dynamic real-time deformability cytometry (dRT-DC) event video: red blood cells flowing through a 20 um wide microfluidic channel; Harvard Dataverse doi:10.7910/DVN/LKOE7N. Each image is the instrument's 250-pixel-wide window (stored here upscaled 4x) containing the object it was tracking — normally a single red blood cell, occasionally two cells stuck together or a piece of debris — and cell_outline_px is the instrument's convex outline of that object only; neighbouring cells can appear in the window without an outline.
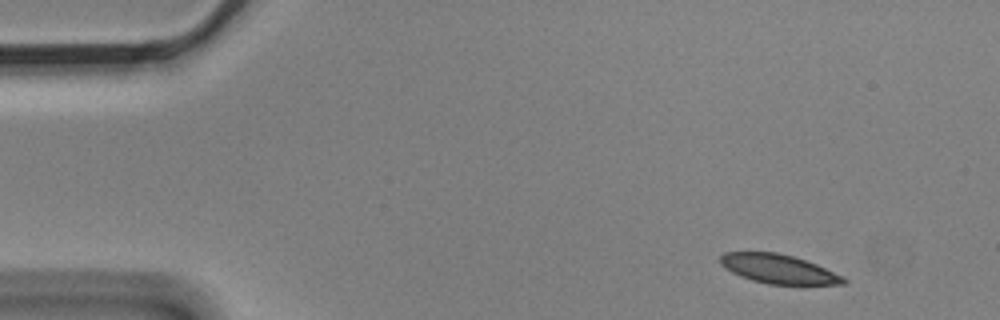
{"species": "Egyptian fruit bat (a non-hibernating species)", "species_latin": "Rousettus aegyptiacus", "temperature_condition": "cold", "stored_images_in_passage": 4, "camera_frame_rate_fps": 3000, "um_per_image_px": 0.085, "animal": {"sex": "male"}, "frame": {"image": 1, "passage_image": 1, "time_ms": 0.0, "image_size_px": [1000, 320], "cell_outline_px": [[848, 280], [844, 284], [768, 284], [752, 280], [740, 276], [732, 272], [720, 264], [720, 256], [724, 252], [776, 252], [792, 256], [816, 264], [844, 276]], "centroid_in_image_um": [66.17, 22.86], "position_along_channel_um": 18.8, "area_um2": 20.75}}
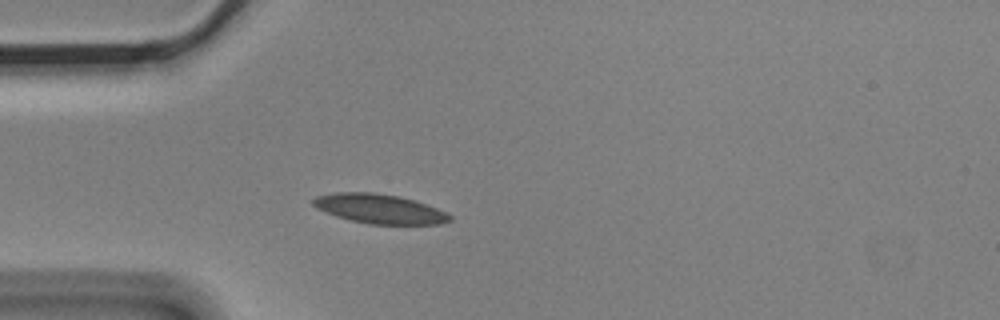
{"frame": {"image": 2, "passage_image": 4, "time_ms": 1.0, "image_size_px": [1000, 320], "cell_outline_px": [[452, 220], [440, 224], [368, 224], [336, 216], [316, 208], [312, 204], [312, 200], [316, 196], [336, 192], [372, 192], [400, 196], [436, 208], [452, 216]], "centroid_in_image_um": [32.23, 17.74], "position_along_channel_um": 52.8, "area_um2": 23.24}}